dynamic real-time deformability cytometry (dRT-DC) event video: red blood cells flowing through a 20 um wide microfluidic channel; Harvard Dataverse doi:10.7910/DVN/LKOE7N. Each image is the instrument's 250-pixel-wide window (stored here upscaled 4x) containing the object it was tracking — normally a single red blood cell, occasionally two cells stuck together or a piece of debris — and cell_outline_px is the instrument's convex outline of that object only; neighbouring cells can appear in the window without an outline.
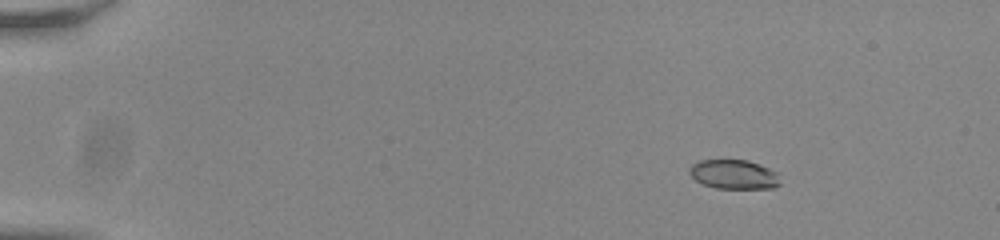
{"species": "common noctule bat (a hibernating species)", "species_latin": "Nyctalus noctula", "temperature_condition": "room temperature", "stored_images_in_passage": 14, "camera_frame_rate_fps": 3000, "um_per_image_px": 0.085, "animal": {"sex": "male", "body_mass_g": 20.0, "forearm_length_mm": 53.3}, "frame": {"image": 1, "passage_image": 8, "time_ms": 2.333, "image_size_px": [1000, 240], "cell_outline_px": [[780, 184], [776, 188], [716, 188], [704, 184], [696, 180], [688, 172], [688, 168], [692, 164], [700, 160], [748, 160], [760, 164], [776, 172]], "centroid_in_image_um": [62.37, 14.82], "position_along_channel_um": 22.6, "area_um2": 15.43}}